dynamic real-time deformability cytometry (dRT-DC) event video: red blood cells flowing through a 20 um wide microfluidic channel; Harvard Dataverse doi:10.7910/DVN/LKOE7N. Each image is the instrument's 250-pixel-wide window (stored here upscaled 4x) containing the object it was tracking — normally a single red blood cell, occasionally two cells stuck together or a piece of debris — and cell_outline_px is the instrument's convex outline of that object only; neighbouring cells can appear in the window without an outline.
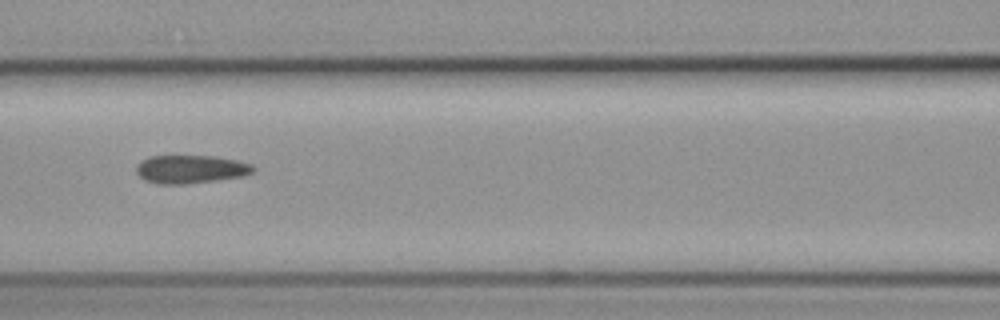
{"species": "common noctule bat (a hibernating species)", "species_latin": "Nyctalus noctula", "temperature_condition": "cold", "stored_images_in_passage": 11, "camera_frame_rate_fps": 3000, "um_per_image_px": 0.085, "animal": {"sex": "female", "body_mass_g": 19.3, "forearm_length_mm": 54.1}, "frame": {"image": 1, "passage_image": 7, "time_ms": 7.0, "image_size_px": [1000, 320], "cell_outline_px": [[256, 168], [252, 172], [244, 176], [216, 180], [184, 184], [160, 184], [144, 180], [136, 172], [136, 164], [140, 160], [148, 156], [216, 156], [236, 160], [252, 164]], "centroid_in_image_um": [16.18, 14.37], "position_along_channel_um": 150.4, "area_um2": 19.36}}
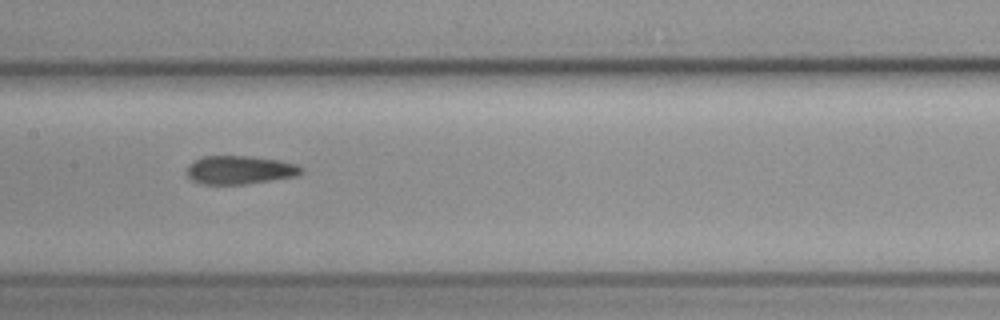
{"frame": {"image": 2, "passage_image": 8, "time_ms": 8.0, "image_size_px": [1000, 320], "cell_outline_px": [[304, 172], [296, 176], [244, 184], [204, 184], [192, 180], [188, 176], [188, 164], [204, 156], [248, 156], [280, 160], [296, 164], [304, 168]], "centroid_in_image_um": [20.42, 14.44], "position_along_channel_um": 187.0, "area_um2": 18.84}}
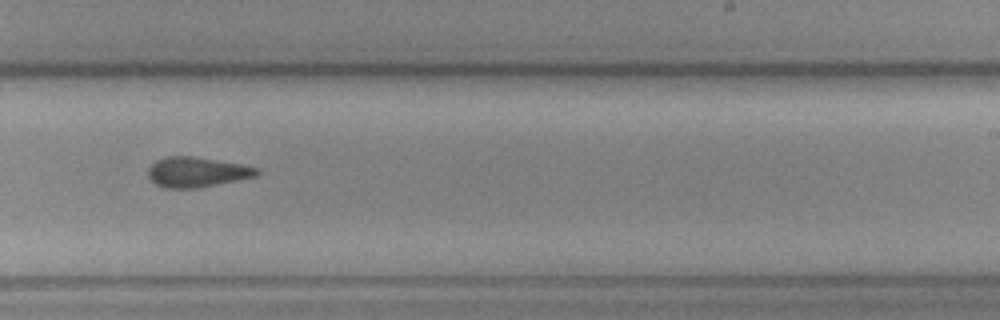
{"frame": {"image": 3, "passage_image": 10, "time_ms": 10.333, "image_size_px": [1000, 320], "cell_outline_px": [[260, 172], [256, 176], [236, 180], [192, 188], [164, 188], [156, 184], [148, 176], [148, 168], [156, 160], [168, 156], [192, 156], [240, 164], [260, 168]], "centroid_in_image_um": [16.71, 14.61], "position_along_channel_um": 272.3, "area_um2": 18.73}}